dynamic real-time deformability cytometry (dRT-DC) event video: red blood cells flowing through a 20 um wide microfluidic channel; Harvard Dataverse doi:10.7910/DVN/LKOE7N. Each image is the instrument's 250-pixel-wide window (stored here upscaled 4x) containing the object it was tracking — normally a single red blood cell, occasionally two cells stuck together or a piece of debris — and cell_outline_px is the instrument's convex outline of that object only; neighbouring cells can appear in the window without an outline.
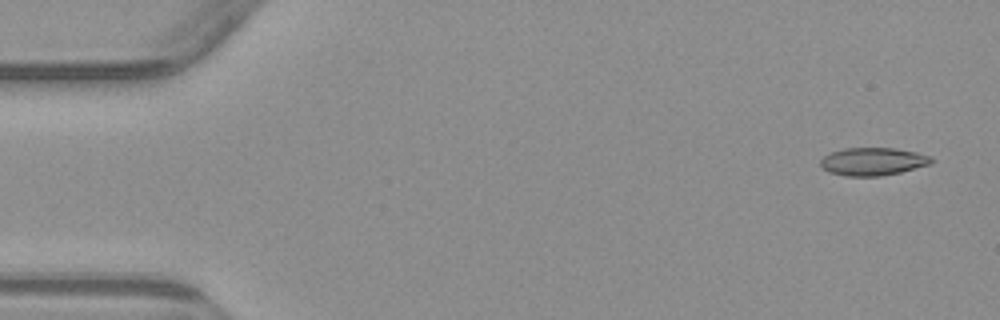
{"species": "common noctule bat (a hibernating species)", "species_latin": "Nyctalus noctula", "temperature_condition": "warm", "stored_images_in_passage": 5, "camera_frame_rate_fps": 3000, "um_per_image_px": 0.085, "animal": {"sex": "male", "body_mass_g": 23.1, "forearm_length_mm": 52.7}, "frame": {"image": 1, "passage_image": 1, "time_ms": 0.0, "image_size_px": [1000, 320], "cell_outline_px": [[936, 160], [932, 164], [900, 172], [880, 176], [844, 176], [828, 172], [820, 164], [820, 160], [824, 156], [832, 152], [844, 148], [896, 148], [916, 152], [932, 156]], "centroid_in_image_um": [74.24, 13.73], "position_along_channel_um": 10.8, "area_um2": 18.15}}
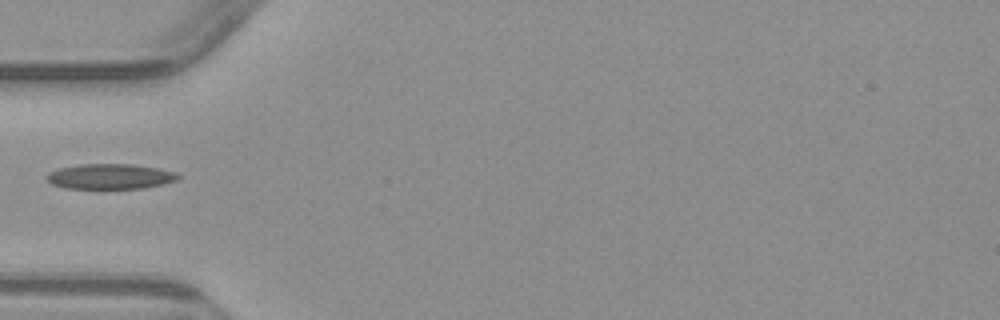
{"frame": {"image": 2, "passage_image": 4, "time_ms": 5.0, "image_size_px": [1000, 320], "cell_outline_px": [[180, 176], [176, 180], [164, 184], [144, 188], [64, 188], [52, 184], [44, 176], [48, 172], [60, 168], [80, 164], [132, 164], [160, 168], [176, 172]], "centroid_in_image_um": [9.37, 14.99], "position_along_channel_um": 75.6, "area_um2": 19.36}}
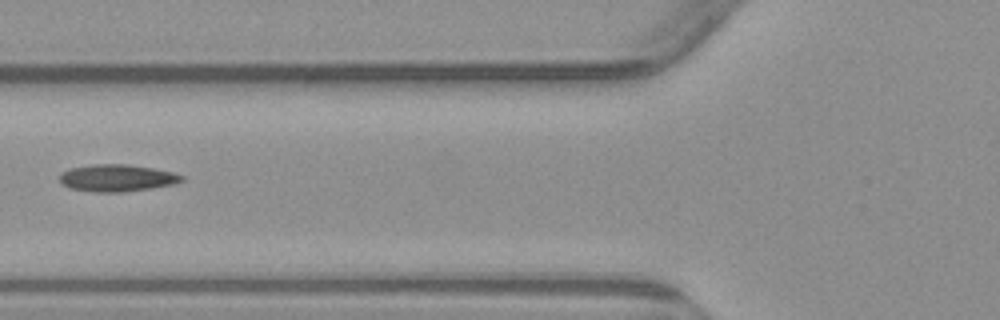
{"frame": {"image": 3, "passage_image": 5, "time_ms": 6.0, "image_size_px": [1000, 320], "cell_outline_px": [[184, 180], [172, 184], [152, 188], [124, 192], [96, 192], [72, 188], [64, 184], [60, 180], [60, 172], [68, 168], [92, 164], [128, 164], [152, 168], [172, 172], [184, 176]], "centroid_in_image_um": [9.94, 15.12], "position_along_channel_um": 115.9, "area_um2": 19.19}}